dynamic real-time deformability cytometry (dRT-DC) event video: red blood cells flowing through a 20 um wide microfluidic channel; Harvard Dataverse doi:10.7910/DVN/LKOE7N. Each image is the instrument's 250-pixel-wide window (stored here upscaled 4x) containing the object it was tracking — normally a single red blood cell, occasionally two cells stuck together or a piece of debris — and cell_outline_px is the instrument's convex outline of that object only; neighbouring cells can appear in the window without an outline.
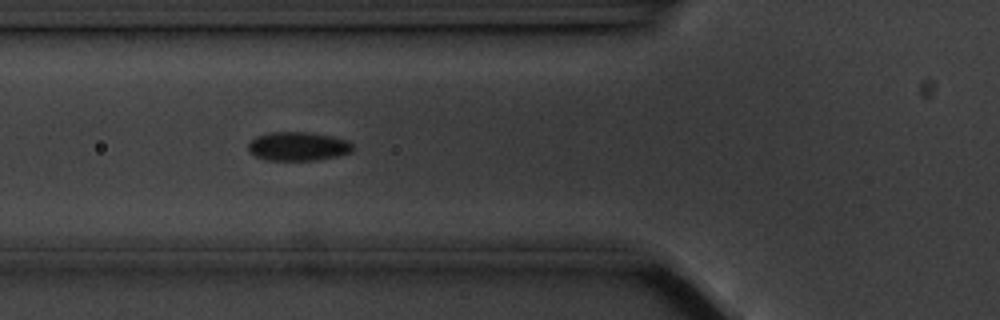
{"species": "common noctule bat (a hibernating species)", "species_latin": "Nyctalus noctula", "temperature_condition": "cold", "stored_images_in_passage": 48, "camera_frame_rate_fps": 3000, "um_per_image_px": 0.085, "animal": {"sex": "male", "body_mass_g": 20.1, "forearm_length_mm": 53.5}, "frame": {"image": 1, "passage_image": 12, "time_ms": 3.667, "image_size_px": [1000, 320], "cell_outline_px": [[356, 148], [352, 152], [336, 156], [316, 160], [268, 160], [256, 156], [248, 152], [248, 144], [256, 136], [268, 132], [308, 132], [332, 136], [348, 140]], "centroid_in_image_um": [25.35, 12.43], "position_along_channel_um": 100.5, "area_um2": 17.69}}
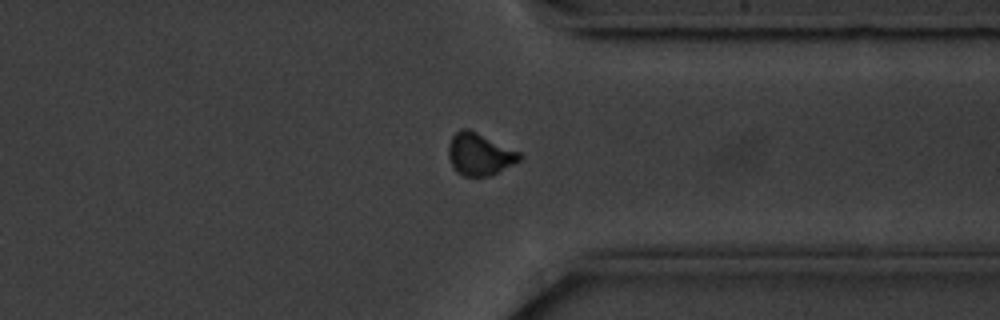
{"frame": {"image": 2, "passage_image": 35, "time_ms": 11.333, "image_size_px": [1000, 320], "cell_outline_px": [[524, 156], [520, 160], [488, 176], [464, 176], [456, 172], [452, 168], [448, 156], [448, 144], [452, 136], [460, 128], [468, 128], [520, 152]], "centroid_in_image_um": [40.72, 13.1], "position_along_channel_um": 370.7, "area_um2": 17.46}}
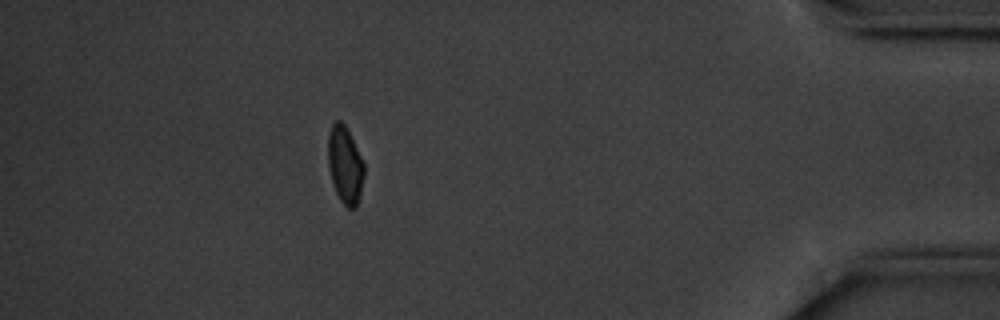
{"frame": {"image": 3, "passage_image": 42, "time_ms": 13.667, "image_size_px": [1000, 320], "cell_outline_px": [[364, 176], [356, 208], [348, 208], [340, 200], [336, 192], [332, 180], [328, 164], [328, 136], [332, 124], [336, 120], [340, 120], [344, 124], [364, 164]], "centroid_in_image_um": [29.31, 14.03], "position_along_channel_um": 405.9, "area_um2": 15.84}, "authors_computed_cell_mechanics": {"area_um2": 17.3111, "velocity_mm_per_s": 3.5425, "shape_relaxation_time_tau1_ms": 3.1534, "shape_relaxation_time_tau2_ms": null, "deformation_change_tau1": 0.0665, "deformation_change_tau2": null}}